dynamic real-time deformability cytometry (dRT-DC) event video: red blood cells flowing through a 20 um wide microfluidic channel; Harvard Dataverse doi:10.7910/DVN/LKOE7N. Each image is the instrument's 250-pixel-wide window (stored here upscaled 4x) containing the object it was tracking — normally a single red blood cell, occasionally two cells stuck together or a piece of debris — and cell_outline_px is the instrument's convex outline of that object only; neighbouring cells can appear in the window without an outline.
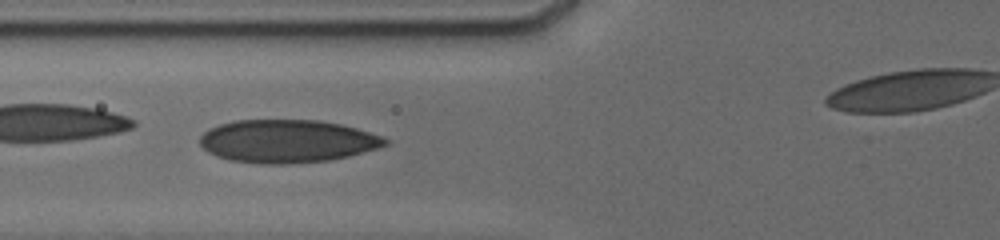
{"species": "human", "species_latin": "Homo sapiens", "temperature_condition": "cold", "stored_images_in_passage": 8, "camera_frame_rate_fps": 3000, "um_per_image_px": 0.085, "donor": {"sex": "male"}, "frame": {"image": 1, "passage_image": 5, "time_ms": 3.333, "image_size_px": [1000, 240], "cell_outline_px": [[388, 144], [376, 148], [348, 156], [328, 160], [288, 164], [260, 164], [232, 160], [216, 156], [208, 152], [200, 144], [200, 136], [204, 132], [220, 124], [236, 120], [320, 120], [340, 124], [356, 128], [380, 136], [388, 140]], "centroid_in_image_um": [24.39, 12.0], "position_along_channel_um": 101.4, "area_um2": 46.07}}
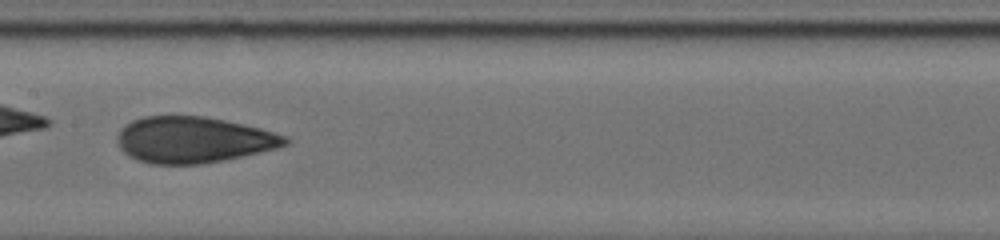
{"frame": {"image": 2, "passage_image": 7, "time_ms": 5.667, "image_size_px": [1000, 240], "cell_outline_px": [[292, 140], [288, 144], [276, 148], [224, 160], [200, 164], [152, 164], [136, 160], [128, 156], [120, 148], [120, 132], [132, 120], [144, 116], [204, 116], [224, 120], [260, 128], [288, 136]], "centroid_in_image_um": [16.48, 11.89], "position_along_channel_um": 190.9, "area_um2": 44.8}}